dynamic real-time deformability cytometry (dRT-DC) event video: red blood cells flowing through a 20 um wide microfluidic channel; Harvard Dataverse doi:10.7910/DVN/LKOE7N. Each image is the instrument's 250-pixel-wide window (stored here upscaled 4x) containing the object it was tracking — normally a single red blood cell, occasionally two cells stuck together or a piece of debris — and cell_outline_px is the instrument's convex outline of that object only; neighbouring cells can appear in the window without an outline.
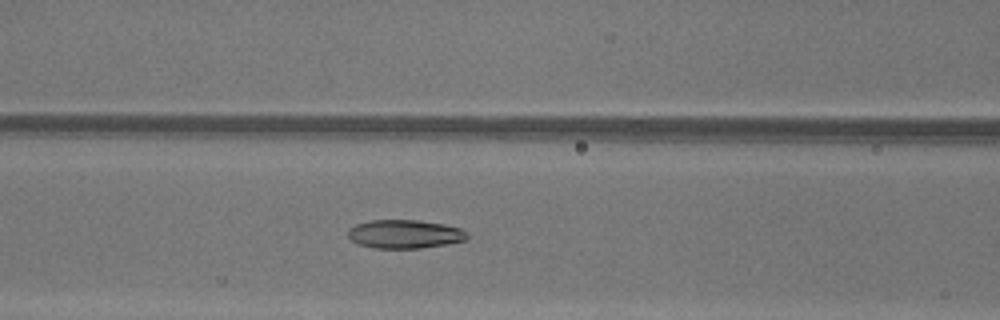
{"species": "common noctule bat (a hibernating species)", "species_latin": "Nyctalus noctula", "temperature_condition": "warm", "stored_images_in_passage": 53, "camera_frame_rate_fps": 3000, "um_per_image_px": 0.085, "animal": {"sex": "female"}, "frame": {"image": 1, "passage_image": 24, "time_ms": 7.667, "image_size_px": [1000, 320], "cell_outline_px": [[468, 236], [464, 240], [444, 244], [420, 248], [376, 248], [360, 244], [352, 240], [348, 236], [348, 228], [356, 224], [372, 220], [416, 220], [444, 224], [460, 228], [468, 232]], "centroid_in_image_um": [34.39, 19.89], "position_along_channel_um": 132.2, "area_um2": 19.65}}
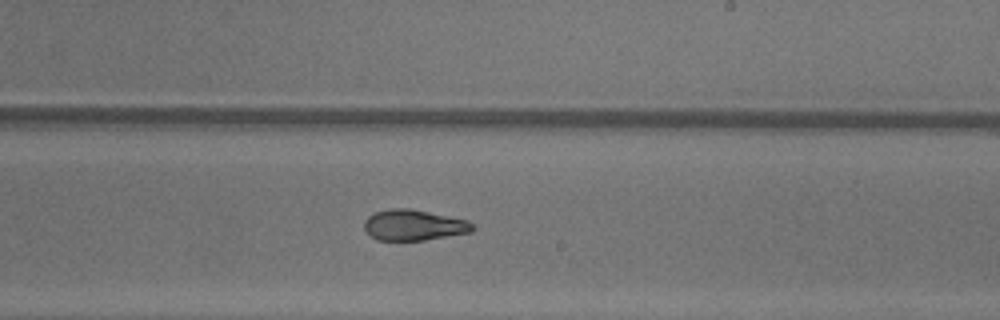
{"frame": {"image": 2, "passage_image": 33, "time_ms": 10.667, "image_size_px": [1000, 320], "cell_outline_px": [[476, 228], [472, 232], [424, 240], [376, 240], [364, 228], [364, 220], [368, 216], [376, 212], [388, 208], [408, 208], [428, 212], [464, 220], [472, 224]], "centroid_in_image_um": [35.14, 19.14], "position_along_channel_um": 253.9, "area_um2": 19.19}}
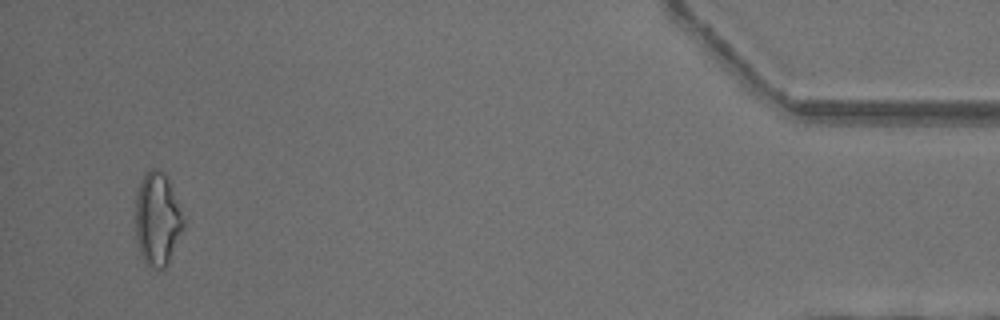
{"frame": {"image": 3, "passage_image": 51, "time_ms": 16.667, "image_size_px": [1000, 320], "cell_outline_px": [[184, 228], [168, 264], [164, 268], [156, 272], [144, 260], [140, 252], [136, 240], [136, 192], [140, 180], [144, 172], [148, 168], [160, 168], [168, 176], [184, 220]], "centroid_in_image_um": [13.37, 18.59], "position_along_channel_um": 421.8, "area_um2": 26.53}, "authors_computed_cell_mechanics": {"area_um2": 21.2704, "velocity_mm_per_s": 4.0616, "shape_relaxation_time_tau1_ms": null, "shape_relaxation_time_tau2_ms": 2.7519, "deformation_change_tau1": null, "deformation_change_tau2": 0.1126}}